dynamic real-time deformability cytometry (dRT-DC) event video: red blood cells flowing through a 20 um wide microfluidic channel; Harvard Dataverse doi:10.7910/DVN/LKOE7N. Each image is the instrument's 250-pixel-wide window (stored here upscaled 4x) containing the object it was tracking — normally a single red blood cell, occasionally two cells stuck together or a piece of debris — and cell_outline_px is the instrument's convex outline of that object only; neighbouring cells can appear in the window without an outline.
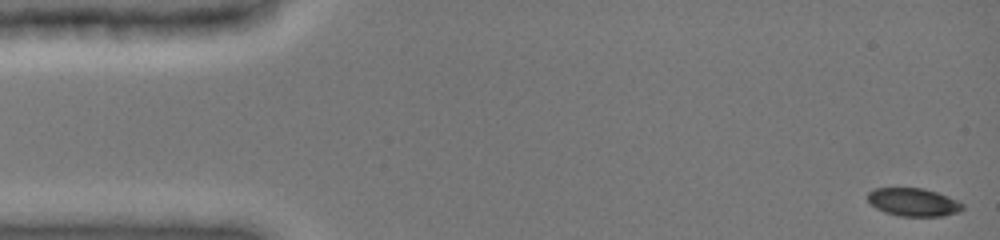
{"species": "common noctule bat (a hibernating species)", "species_latin": "Nyctalus noctula", "temperature_condition": "cold", "stored_images_in_passage": 22, "camera_frame_rate_fps": 3000, "um_per_image_px": 0.085, "animal": {"sex": "female", "body_mass_g": 19.0, "forearm_length_mm": 51.5}, "frame": {"image": 1, "passage_image": 1, "time_ms": 0.0, "image_size_px": [1000, 240], "cell_outline_px": [[964, 208], [960, 212], [944, 216], [900, 216], [884, 212], [876, 208], [868, 200], [868, 192], [872, 188], [924, 188], [960, 200], [964, 204]], "centroid_in_image_um": [77.68, 17.18], "position_along_channel_um": 7.3, "area_um2": 15.72}}
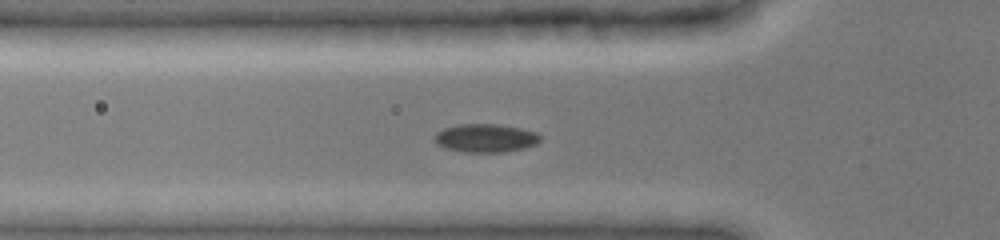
{"frame": {"image": 2, "passage_image": 13, "time_ms": 5.0, "image_size_px": [1000, 240], "cell_outline_px": [[540, 140], [536, 144], [524, 148], [504, 152], [460, 152], [444, 148], [436, 144], [436, 132], [444, 128], [456, 124], [500, 124], [520, 128], [536, 132], [540, 136]], "centroid_in_image_um": [41.26, 11.74], "position_along_channel_um": 84.5, "area_um2": 17.57}}
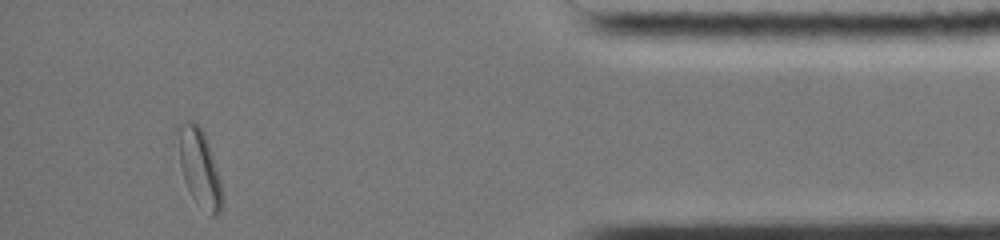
{"frame": {"image": 3, "passage_image": 22, "time_ms": 14.333, "image_size_px": [1000, 240], "cell_outline_px": [[220, 212], [216, 216], [212, 216], [192, 196], [184, 180], [180, 164], [176, 124], [184, 120], [192, 120], [204, 132], [220, 180]], "centroid_in_image_um": [16.89, 14.14], "position_along_channel_um": 418.3, "area_um2": 19.25}, "authors_computed_cell_mechanics": {"area_um2": 16.8198, "velocity_mm_per_s": 3.9882, "shape_relaxation_time_tau1_ms": 3.005, "shape_relaxation_time_tau2_ms": null, "deformation_change_tau1": 0.0924, "deformation_change_tau2": null}}